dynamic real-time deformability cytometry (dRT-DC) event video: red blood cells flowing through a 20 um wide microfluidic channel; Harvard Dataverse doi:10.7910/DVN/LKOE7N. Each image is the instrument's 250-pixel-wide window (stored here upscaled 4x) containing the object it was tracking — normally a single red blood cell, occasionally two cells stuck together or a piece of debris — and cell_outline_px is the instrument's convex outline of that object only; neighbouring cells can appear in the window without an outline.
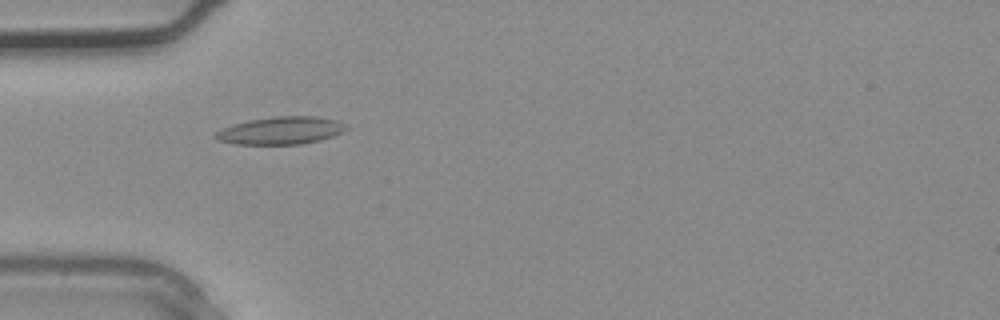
{"species": "common noctule bat (a hibernating species)", "species_latin": "Nyctalus noctula", "temperature_condition": "warm", "stored_images_in_passage": 2, "camera_frame_rate_fps": 3000, "um_per_image_px": 0.085, "animal": {"sex": "male", "body_mass_g": 20.4}, "frame": {"image": 1, "passage_image": 2, "time_ms": 0.333, "image_size_px": [1000, 320], "cell_outline_px": [[348, 128], [344, 132], [320, 140], [300, 144], [236, 144], [216, 140], [212, 136], [216, 132], [224, 128], [248, 120], [276, 116], [316, 116], [336, 120], [344, 124]], "centroid_in_image_um": [23.88, 11.1], "position_along_channel_um": 61.1, "area_um2": 20.92}}